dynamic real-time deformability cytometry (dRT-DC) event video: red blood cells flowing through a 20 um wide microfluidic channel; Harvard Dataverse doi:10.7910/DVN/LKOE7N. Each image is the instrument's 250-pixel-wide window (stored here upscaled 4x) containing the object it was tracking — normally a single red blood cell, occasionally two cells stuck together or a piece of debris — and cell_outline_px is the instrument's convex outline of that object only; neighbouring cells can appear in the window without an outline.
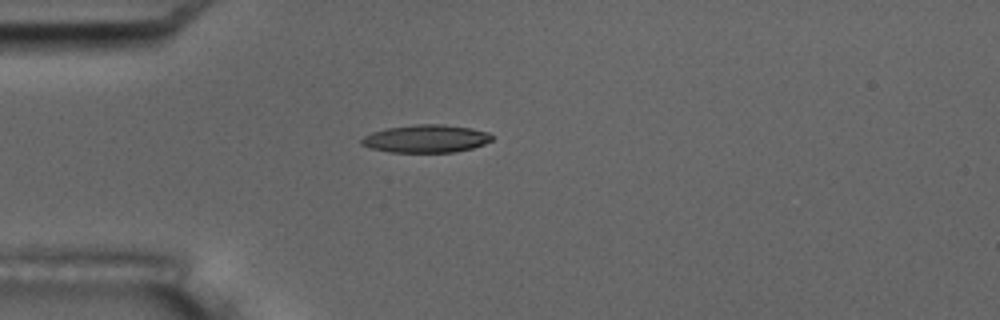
{"species": "common noctule bat (a hibernating species)", "species_latin": "Nyctalus noctula", "temperature_condition": "room temperature", "stored_images_in_passage": 4, "camera_frame_rate_fps": 3000, "um_per_image_px": 0.085, "animal": {"sex": "male", "body_mass_g": 17.5, "forearm_length_mm": 52.3}, "frame": {"image": 1, "passage_image": 3, "time_ms": 3.333, "image_size_px": [1000, 320], "cell_outline_px": [[492, 140], [484, 144], [472, 148], [456, 152], [388, 152], [372, 148], [360, 144], [360, 140], [364, 136], [372, 132], [388, 128], [416, 124], [440, 124], [472, 128], [488, 132], [492, 136]], "centroid_in_image_um": [36.21, 11.79], "position_along_channel_um": 48.8, "area_um2": 21.1}}